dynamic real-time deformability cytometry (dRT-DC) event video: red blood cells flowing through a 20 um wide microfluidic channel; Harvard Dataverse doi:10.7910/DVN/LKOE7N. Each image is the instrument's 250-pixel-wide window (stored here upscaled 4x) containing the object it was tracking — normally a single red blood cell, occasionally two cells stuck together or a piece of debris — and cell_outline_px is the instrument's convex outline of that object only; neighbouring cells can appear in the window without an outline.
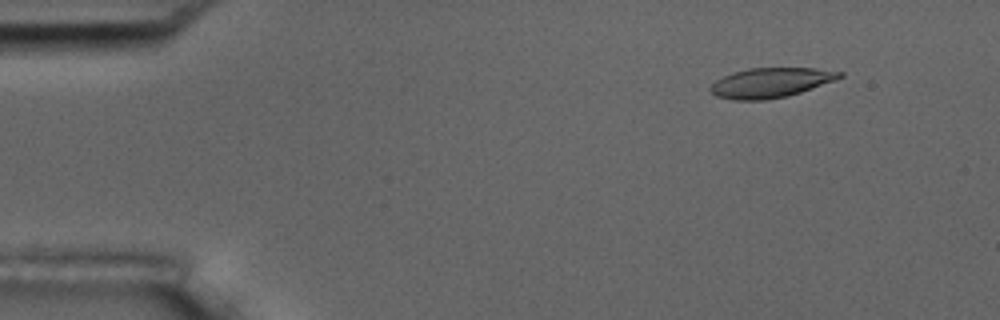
{"species": "common noctule bat (a hibernating species)", "species_latin": "Nyctalus noctula", "temperature_condition": "room temperature", "stored_images_in_passage": 55, "camera_frame_rate_fps": 3000, "um_per_image_px": 0.085, "animal": {"sex": "male", "body_mass_g": 17.5, "forearm_length_mm": 52.3}, "frame": {"image": 1, "passage_image": 6, "time_ms": 1.667, "image_size_px": [1000, 320], "cell_outline_px": [[844, 76], [836, 80], [788, 96], [764, 100], [732, 100], [716, 96], [708, 88], [716, 80], [732, 72], [748, 68], [816, 68], [844, 72]], "centroid_in_image_um": [65.51, 7.02], "position_along_channel_um": 19.5, "area_um2": 22.48}}
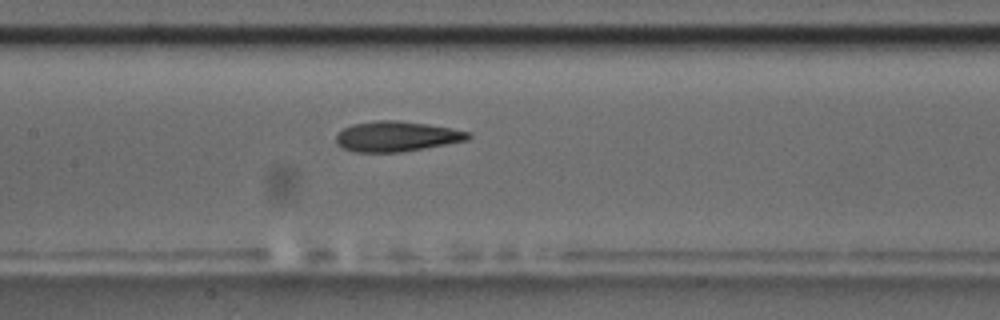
{"frame": {"image": 2, "passage_image": 26, "time_ms": 8.333, "image_size_px": [1000, 320], "cell_outline_px": [[472, 136], [468, 140], [448, 144], [400, 152], [352, 152], [340, 148], [336, 144], [336, 136], [344, 128], [352, 124], [380, 120], [396, 120], [428, 124], [452, 128], [468, 132]], "centroid_in_image_um": [33.69, 11.6], "position_along_channel_um": 173.7, "area_um2": 23.35}}
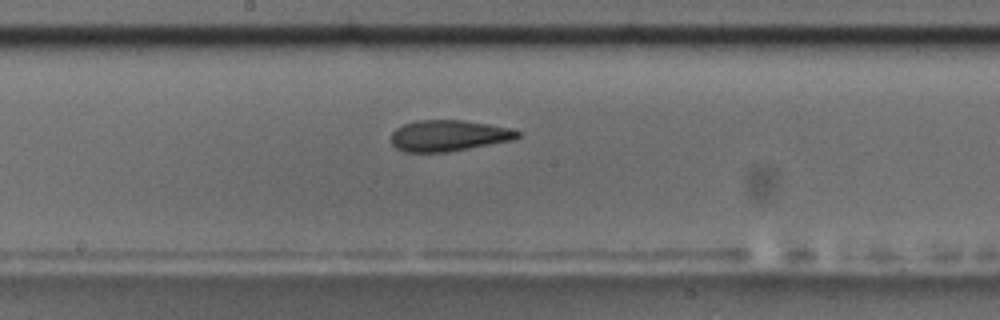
{"frame": {"image": 3, "passage_image": 29, "time_ms": 9.333, "image_size_px": [1000, 320], "cell_outline_px": [[524, 132], [516, 140], [444, 152], [404, 152], [396, 148], [392, 144], [392, 132], [396, 128], [404, 124], [416, 120], [464, 120], [488, 124], [508, 128]], "centroid_in_image_um": [38.16, 11.52], "position_along_channel_um": 210.0, "area_um2": 23.0}, "authors_computed_cell_mechanics": {"area_um2": 23.2356, "velocity_mm_per_s": 3.6616, "shape_relaxation_time_tau1_ms": 4.4435, "shape_relaxation_time_tau2_ms": 1.8225, "deformation_change_tau1": 0.1684, "deformation_change_tau2": 0.1041}}